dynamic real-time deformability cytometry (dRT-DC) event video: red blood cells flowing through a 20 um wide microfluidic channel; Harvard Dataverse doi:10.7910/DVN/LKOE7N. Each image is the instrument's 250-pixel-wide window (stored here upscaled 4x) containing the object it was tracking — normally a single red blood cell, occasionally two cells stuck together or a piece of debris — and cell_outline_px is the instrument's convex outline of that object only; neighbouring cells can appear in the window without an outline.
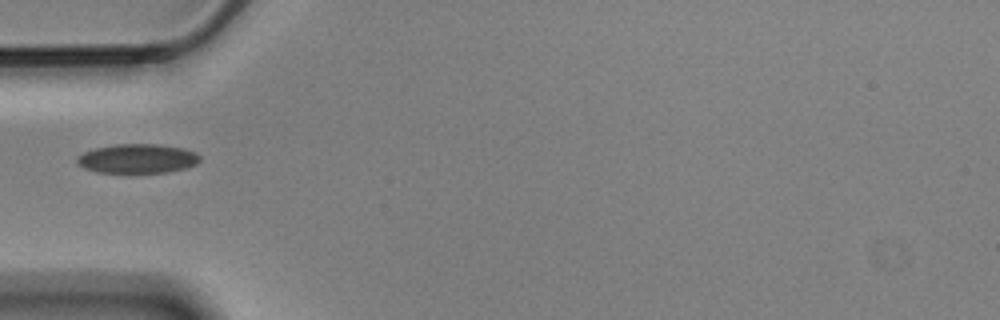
{"species": "Egyptian fruit bat (a non-hibernating species)", "species_latin": "Rousettus aegyptiacus", "temperature_condition": "cold", "stored_images_in_passage": 24, "camera_frame_rate_fps": 3000, "um_per_image_px": 0.085, "animal": {"sex": "male"}, "frame": {"image": 1, "passage_image": 1, "time_ms": 0.0, "image_size_px": [1000, 320], "cell_outline_px": [[200, 160], [196, 164], [184, 168], [168, 172], [96, 172], [84, 168], [76, 164], [76, 156], [84, 152], [96, 148], [116, 144], [160, 144], [184, 148], [196, 152], [200, 156]], "centroid_in_image_um": [11.67, 13.47], "position_along_channel_um": 73.3, "area_um2": 20.98}}
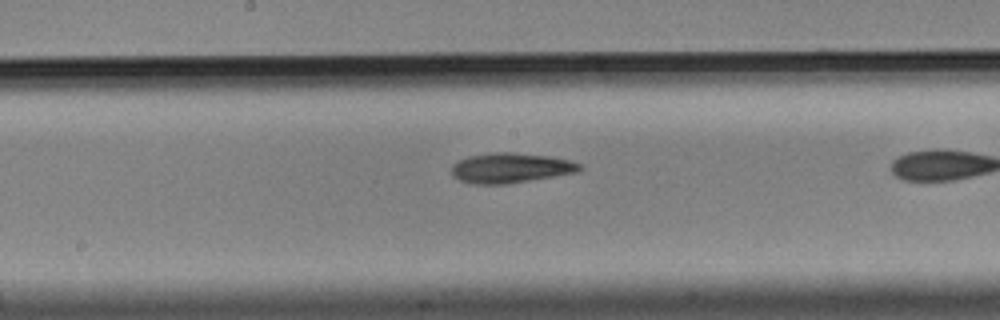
{"frame": {"image": 2, "passage_image": 9, "time_ms": 2.667, "image_size_px": [1000, 320], "cell_outline_px": [[584, 168], [580, 172], [504, 184], [472, 184], [460, 180], [452, 176], [452, 164], [468, 156], [496, 152], [508, 152], [548, 156], [568, 160], [584, 164]], "centroid_in_image_um": [43.43, 14.28], "position_along_channel_um": 204.8, "area_um2": 22.37}}
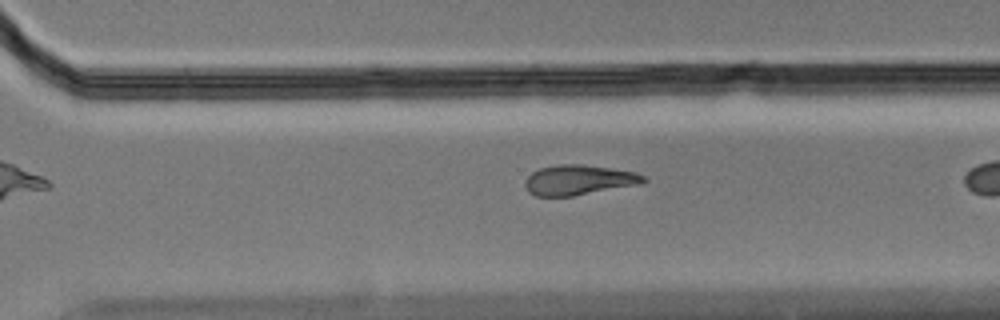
{"frame": {"image": 3, "passage_image": 19, "time_ms": 6.0, "image_size_px": [1000, 320], "cell_outline_px": [[648, 180], [640, 184], [572, 196], [536, 196], [528, 192], [524, 184], [524, 180], [532, 172], [540, 168], [560, 164], [580, 164], [636, 172], [644, 176]], "centroid_in_image_um": [49.17, 15.3], "position_along_channel_um": 321.4, "area_um2": 20.63}}